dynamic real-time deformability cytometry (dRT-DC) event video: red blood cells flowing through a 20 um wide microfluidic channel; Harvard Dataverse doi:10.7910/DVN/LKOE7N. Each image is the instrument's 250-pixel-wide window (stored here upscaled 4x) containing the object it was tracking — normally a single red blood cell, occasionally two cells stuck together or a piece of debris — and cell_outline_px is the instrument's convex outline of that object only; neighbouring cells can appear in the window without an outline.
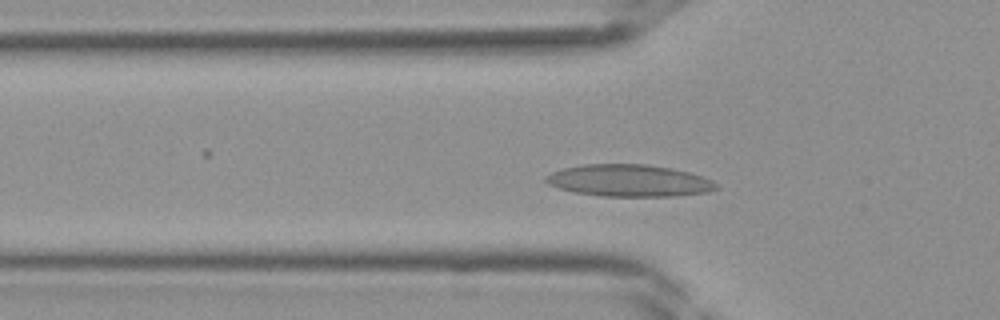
{"species": "Egyptian fruit bat (a non-hibernating species)", "species_latin": "Rousettus aegyptiacus", "temperature_condition": "room temperature", "stored_images_in_passage": 36, "camera_frame_rate_fps": 3000, "um_per_image_px": 0.085, "frame": {"image": 1, "passage_image": 8, "time_ms": 2.333, "image_size_px": [1000, 320], "cell_outline_px": [[720, 188], [708, 192], [676, 196], [600, 196], [572, 192], [548, 184], [544, 180], [544, 176], [552, 172], [564, 168], [580, 164], [648, 164], [672, 168], [688, 172], [712, 180]], "centroid_in_image_um": [53.45, 15.35], "position_along_channel_um": 72.3, "area_um2": 31.91}}
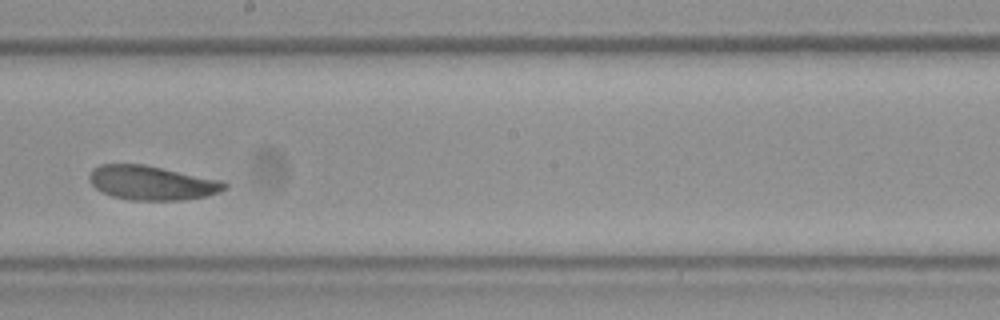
{"frame": {"image": 2, "passage_image": 18, "time_ms": 5.667, "image_size_px": [1000, 320], "cell_outline_px": [[228, 188], [220, 192], [204, 196], [184, 200], [132, 200], [112, 196], [96, 188], [88, 180], [88, 176], [92, 168], [100, 164], [144, 164], [224, 180], [228, 184]], "centroid_in_image_um": [12.94, 15.53], "position_along_channel_um": 235.3, "area_um2": 27.22}}
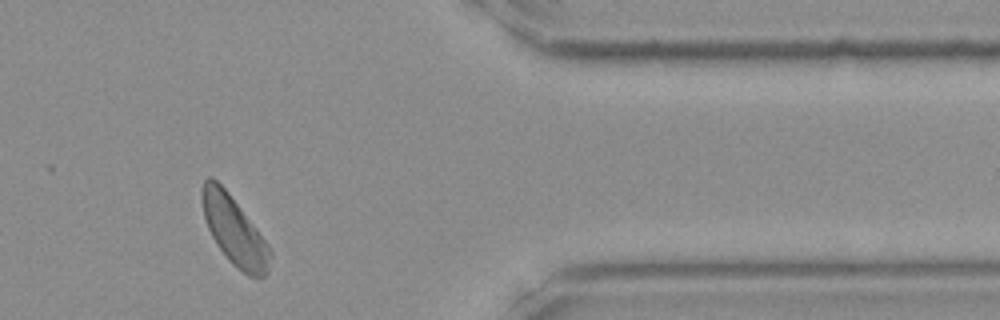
{"frame": {"image": 3, "passage_image": 29, "time_ms": 9.333, "image_size_px": [1000, 320], "cell_outline_px": [[272, 256], [268, 272], [264, 276], [248, 276], [236, 268], [228, 260], [216, 244], [208, 228], [204, 216], [200, 200], [200, 192], [204, 180], [208, 176], [212, 176], [228, 192], [268, 244], [272, 252]], "centroid_in_image_um": [19.89, 19.61], "position_along_channel_um": 391.5, "area_um2": 27.17}}